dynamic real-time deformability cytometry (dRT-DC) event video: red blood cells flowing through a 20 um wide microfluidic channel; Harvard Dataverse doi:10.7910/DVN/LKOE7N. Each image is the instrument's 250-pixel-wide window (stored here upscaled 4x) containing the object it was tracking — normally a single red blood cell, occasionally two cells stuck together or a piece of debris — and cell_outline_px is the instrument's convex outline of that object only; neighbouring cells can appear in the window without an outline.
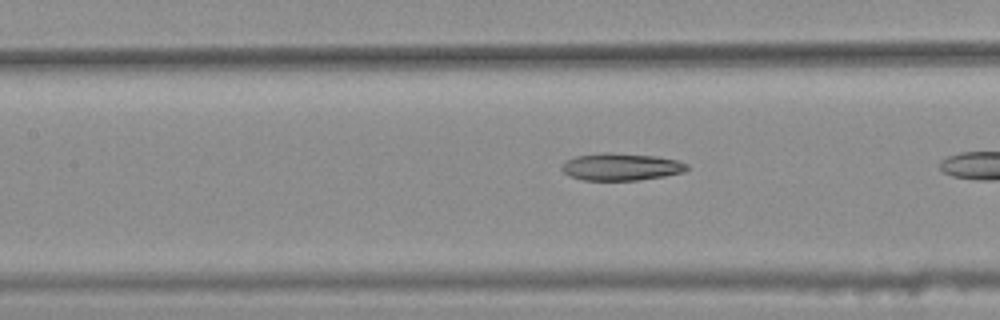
{"species": "common noctule bat (a hibernating species)", "species_latin": "Nyctalus noctula", "temperature_condition": "warm", "stored_images_in_passage": 13, "camera_frame_rate_fps": 3000, "um_per_image_px": 0.085, "animal": {"sex": "female", "body_mass_g": 25.1}, "frame": {"image": 1, "passage_image": 8, "time_ms": 2.333, "image_size_px": [1000, 320], "cell_outline_px": [[688, 168], [684, 172], [664, 176], [636, 180], [584, 180], [568, 176], [560, 168], [560, 164], [564, 160], [576, 156], [604, 152], [608, 152], [656, 156], [676, 160], [688, 164]], "centroid_in_image_um": [52.73, 14.17], "position_along_channel_um": 154.7, "area_um2": 20.0}}